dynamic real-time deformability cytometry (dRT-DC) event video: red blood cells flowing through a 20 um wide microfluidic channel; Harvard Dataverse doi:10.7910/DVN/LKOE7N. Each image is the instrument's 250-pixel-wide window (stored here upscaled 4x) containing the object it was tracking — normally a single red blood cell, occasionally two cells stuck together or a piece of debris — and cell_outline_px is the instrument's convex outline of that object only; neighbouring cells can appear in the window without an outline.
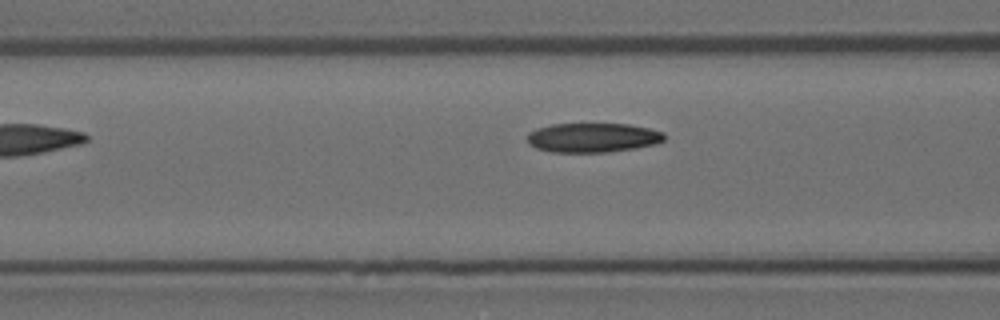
{"species": "Egyptian fruit bat (a non-hibernating species)", "species_latin": "Rousettus aegyptiacus", "temperature_condition": "room temperature", "stored_images_in_passage": 6, "segment_of_instrument_passage": [2, 2], "camera_frame_rate_fps": 3000, "um_per_image_px": 0.085, "animal": {"sex": "female"}, "frame": {"image": 1, "passage_image": 6, "time_ms": 1.667, "image_size_px": [1000, 320], "cell_outline_px": [[664, 140], [656, 144], [608, 152], [552, 152], [536, 148], [528, 144], [528, 132], [536, 128], [552, 124], [628, 124], [648, 128], [664, 132]], "centroid_in_image_um": [50.36, 11.69], "position_along_channel_um": 116.2, "area_um2": 23.41}}